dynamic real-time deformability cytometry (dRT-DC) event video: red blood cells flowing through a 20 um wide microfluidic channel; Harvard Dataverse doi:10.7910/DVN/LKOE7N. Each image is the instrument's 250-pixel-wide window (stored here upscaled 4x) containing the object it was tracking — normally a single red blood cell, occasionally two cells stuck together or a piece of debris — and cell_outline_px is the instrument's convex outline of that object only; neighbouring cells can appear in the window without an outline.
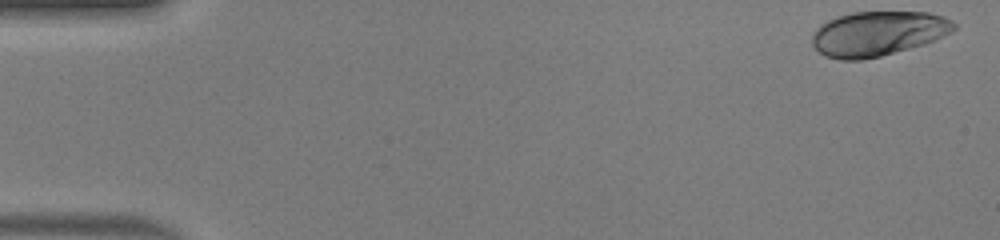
{"species": "human", "species_latin": "Homo sapiens", "temperature_condition": "warm", "stored_images_in_passage": 14, "camera_frame_rate_fps": 3000, "um_per_image_px": 0.085, "donor": {"sex": "male"}, "frame": {"image": 1, "passage_image": 1, "time_ms": 0.0, "image_size_px": [1000, 240], "cell_outline_px": [[956, 28], [952, 32], [944, 36], [924, 44], [880, 56], [864, 60], [840, 60], [824, 56], [812, 44], [812, 32], [820, 24], [836, 16], [852, 12], [928, 12], [944, 16], [952, 20], [956, 24]], "centroid_in_image_um": [74.61, 2.85], "position_along_channel_um": 10.4, "area_um2": 37.22}}
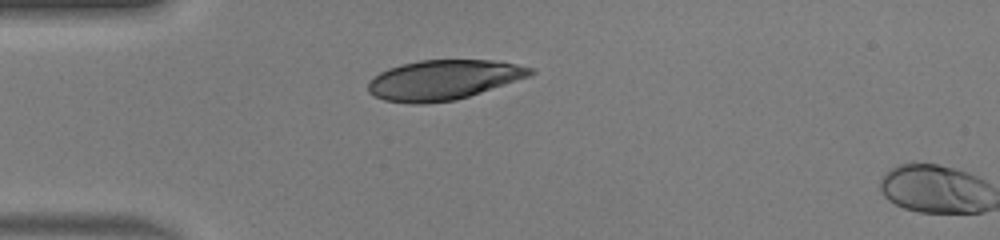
{"frame": {"image": 2, "passage_image": 13, "time_ms": 4.0, "image_size_px": [1000, 240], "cell_outline_px": [[536, 72], [532, 76], [456, 100], [424, 104], [412, 104], [384, 100], [368, 92], [368, 80], [380, 72], [388, 68], [400, 64], [420, 60], [492, 60], [516, 64], [532, 68]], "centroid_in_image_um": [37.69, 6.79], "position_along_channel_um": 47.3, "area_um2": 37.86}}